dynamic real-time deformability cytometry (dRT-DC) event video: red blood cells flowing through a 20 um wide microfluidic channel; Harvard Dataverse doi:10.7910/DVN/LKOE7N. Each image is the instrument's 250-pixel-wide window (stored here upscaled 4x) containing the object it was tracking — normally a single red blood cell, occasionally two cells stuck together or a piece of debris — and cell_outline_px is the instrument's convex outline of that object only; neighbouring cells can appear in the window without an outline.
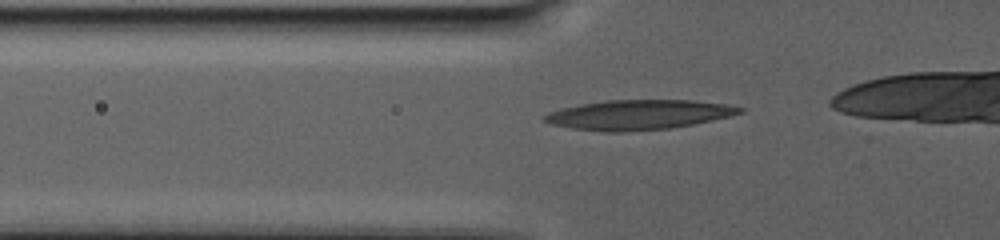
{"species": "human", "species_latin": "Homo sapiens", "temperature_condition": "warm", "stored_images_in_passage": 28, "camera_frame_rate_fps": 3000, "um_per_image_px": 0.085, "donor": {"sex": "male"}, "frame": {"image": 1, "passage_image": 9, "time_ms": 7.0, "image_size_px": [1000, 240], "cell_outline_px": [[744, 112], [712, 120], [692, 124], [668, 128], [620, 132], [604, 132], [572, 128], [552, 124], [540, 120], [540, 116], [548, 112], [560, 108], [580, 104], [604, 100], [692, 100], [728, 104], [744, 108]], "centroid_in_image_um": [54.21, 9.74], "position_along_channel_um": 71.6, "area_um2": 33.99}}
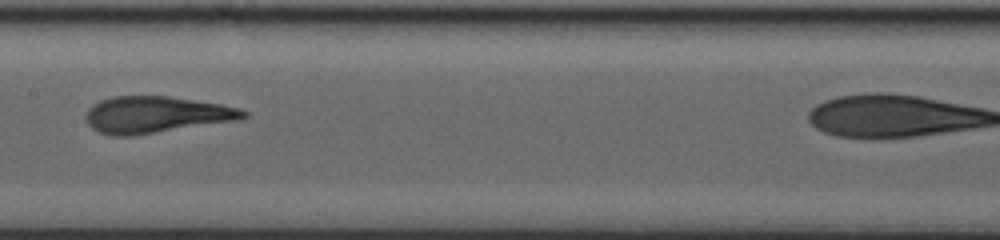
{"frame": {"image": 2, "passage_image": 16, "time_ms": 12.667, "image_size_px": [1000, 240], "cell_outline_px": [[248, 116], [236, 120], [132, 136], [112, 136], [100, 132], [92, 128], [88, 124], [84, 116], [88, 108], [92, 104], [100, 100], [112, 96], [168, 96], [220, 104], [240, 108], [248, 112]], "centroid_in_image_um": [13.21, 9.74], "position_along_channel_um": 194.2, "area_um2": 33.52}}
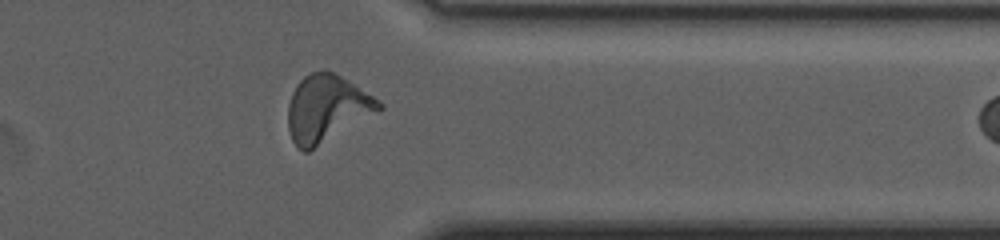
{"frame": {"image": 3, "passage_image": 27, "time_ms": 21.333, "image_size_px": [1000, 240], "cell_outline_px": [[384, 108], [308, 152], [304, 152], [292, 140], [288, 128], [288, 104], [292, 92], [296, 84], [304, 76], [312, 72], [332, 72], [348, 80], [384, 104]], "centroid_in_image_um": [27.75, 9.23], "position_along_channel_um": 383.6, "area_um2": 34.91}}